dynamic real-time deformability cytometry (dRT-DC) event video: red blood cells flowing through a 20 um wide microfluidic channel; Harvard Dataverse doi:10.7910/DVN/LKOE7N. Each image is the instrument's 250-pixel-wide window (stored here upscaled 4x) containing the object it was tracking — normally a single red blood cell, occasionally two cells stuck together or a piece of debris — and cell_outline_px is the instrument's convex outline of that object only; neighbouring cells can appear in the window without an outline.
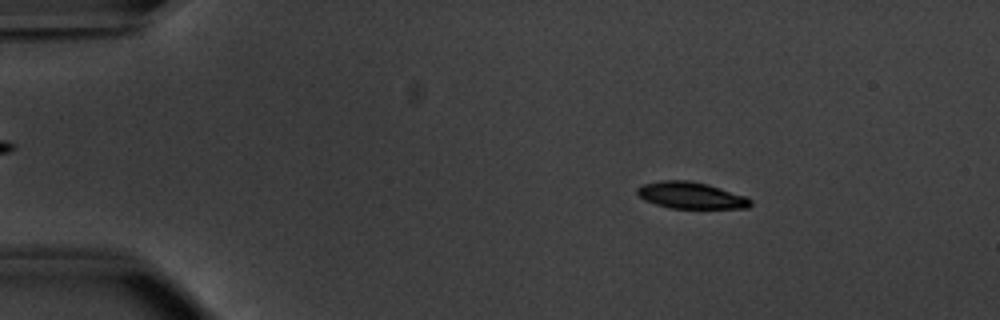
{"species": "common noctule bat (a hibernating species)", "species_latin": "Nyctalus noctula", "temperature_condition": "warm", "stored_images_in_passage": 52, "camera_frame_rate_fps": 3000, "um_per_image_px": 0.085, "animal": {"sex": "male", "body_mass_g": 20.1, "forearm_length_mm": 53.5}, "frame": {"image": 1, "passage_image": 8, "time_ms": 2.333, "image_size_px": [1000, 320], "cell_outline_px": [[752, 204], [748, 208], [672, 208], [656, 204], [644, 200], [636, 192], [636, 188], [640, 184], [660, 180], [688, 180], [708, 184], [748, 196], [752, 200]], "centroid_in_image_um": [58.74, 16.59], "position_along_channel_um": 26.3, "area_um2": 17.8}}
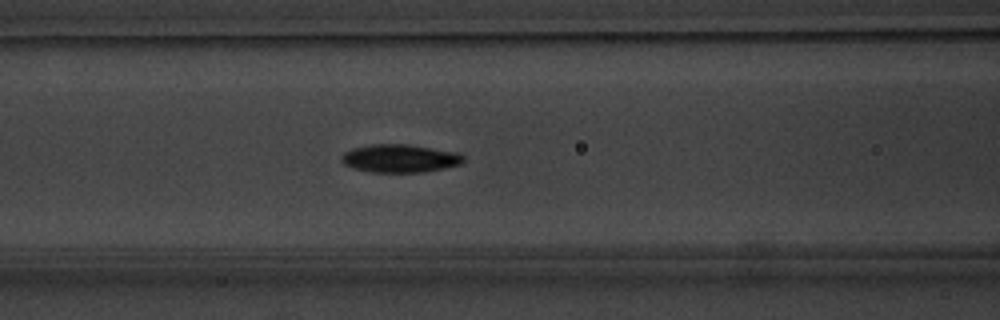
{"frame": {"image": 2, "passage_image": 22, "time_ms": 7.0, "image_size_px": [1000, 320], "cell_outline_px": [[464, 160], [460, 164], [444, 168], [424, 172], [368, 172], [352, 168], [344, 164], [340, 160], [340, 156], [344, 152], [352, 148], [372, 144], [408, 144], [456, 152], [464, 156]], "centroid_in_image_um": [33.94, 13.46], "position_along_channel_um": 132.7, "area_um2": 20.06}}
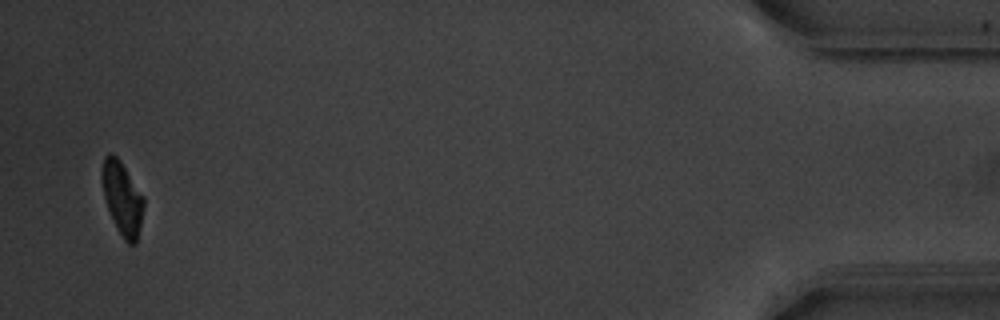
{"frame": {"image": 3, "passage_image": 51, "time_ms": 16.667, "image_size_px": [1000, 320], "cell_outline_px": [[144, 204], [140, 228], [136, 244], [128, 244], [124, 240], [108, 208], [104, 196], [100, 176], [100, 172], [104, 156], [108, 152], [112, 152], [120, 160], [144, 196]], "centroid_in_image_um": [10.39, 16.79], "position_along_channel_um": 424.8, "area_um2": 17.8}, "authors_computed_cell_mechanics": {"area_um2": 19.0162, "velocity_mm_per_s": 3.8535, "shape_relaxation_time_tau1_ms": 2.0784, "shape_relaxation_time_tau2_ms": 5.9331, "deformation_change_tau1": 0.1363, "deformation_change_tau2": 0.0903}}